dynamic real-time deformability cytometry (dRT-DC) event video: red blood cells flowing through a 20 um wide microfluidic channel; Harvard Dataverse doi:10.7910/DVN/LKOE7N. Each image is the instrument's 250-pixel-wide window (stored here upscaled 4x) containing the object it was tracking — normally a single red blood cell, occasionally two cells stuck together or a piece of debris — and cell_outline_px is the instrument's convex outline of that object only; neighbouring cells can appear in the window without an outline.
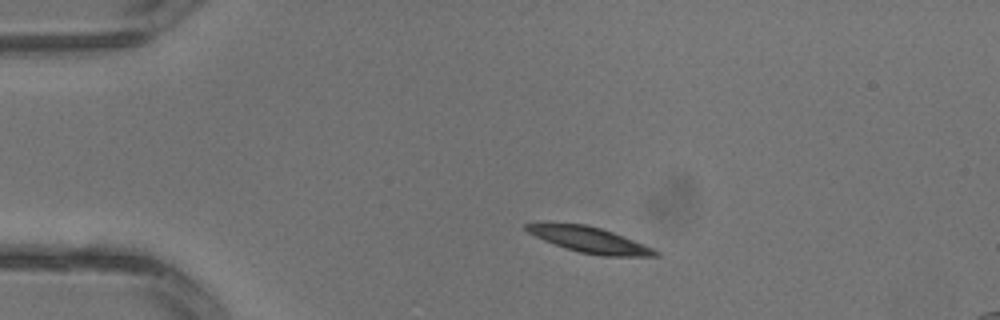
{"species": "common noctule bat (a hibernating species)", "species_latin": "Nyctalus noctula", "temperature_condition": "warm", "stored_images_in_passage": 1, "camera_frame_rate_fps": 3000, "um_per_image_px": 0.085, "animal": {"sex": "male", "body_mass_g": 13.3}, "frame": {"image": 1, "passage_image": 1, "time_ms": 0.0, "image_size_px": [1000, 320], "cell_outline_px": [[660, 256], [604, 256], [580, 252], [544, 240], [528, 232], [524, 228], [524, 224], [584, 224], [600, 228], [612, 232], [652, 248], [660, 252]], "centroid_in_image_um": [50.16, 20.4], "position_along_channel_um": 34.8, "area_um2": 18.55}}